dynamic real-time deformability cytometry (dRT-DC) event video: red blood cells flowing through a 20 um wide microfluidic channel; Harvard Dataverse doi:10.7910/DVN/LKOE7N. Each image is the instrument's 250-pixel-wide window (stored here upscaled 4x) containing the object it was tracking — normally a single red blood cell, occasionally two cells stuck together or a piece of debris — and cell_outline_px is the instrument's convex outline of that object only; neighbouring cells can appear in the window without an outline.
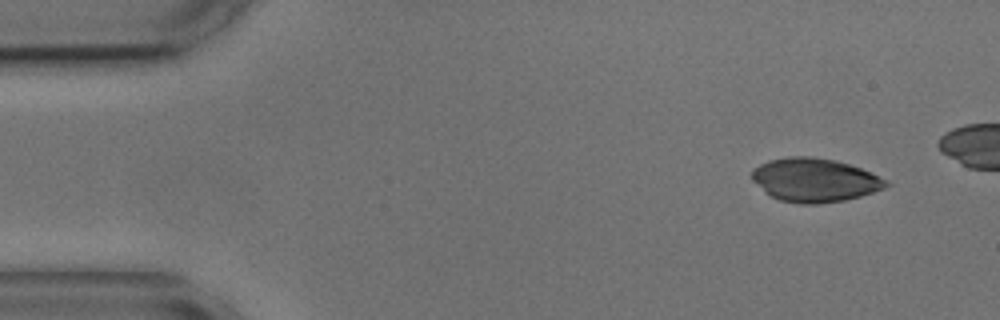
{"species": "common noctule bat (a hibernating species)", "species_latin": "Nyctalus noctula", "temperature_condition": "cold", "stored_images_in_passage": 4, "camera_frame_rate_fps": 3000, "um_per_image_px": 0.085, "animal": {"sex": "male", "body_mass_g": 17.9, "forearm_length_mm": 54.2}, "frame": {"image": 1, "passage_image": 1, "time_ms": 0.0, "image_size_px": [1000, 320], "cell_outline_px": [[892, 184], [884, 188], [860, 196], [844, 200], [816, 204], [800, 204], [780, 200], [764, 192], [752, 180], [752, 172], [760, 164], [772, 160], [788, 156], [808, 156], [836, 160], [860, 168], [888, 180]], "centroid_in_image_um": [69.26, 15.31], "position_along_channel_um": 15.7, "area_um2": 33.93}}